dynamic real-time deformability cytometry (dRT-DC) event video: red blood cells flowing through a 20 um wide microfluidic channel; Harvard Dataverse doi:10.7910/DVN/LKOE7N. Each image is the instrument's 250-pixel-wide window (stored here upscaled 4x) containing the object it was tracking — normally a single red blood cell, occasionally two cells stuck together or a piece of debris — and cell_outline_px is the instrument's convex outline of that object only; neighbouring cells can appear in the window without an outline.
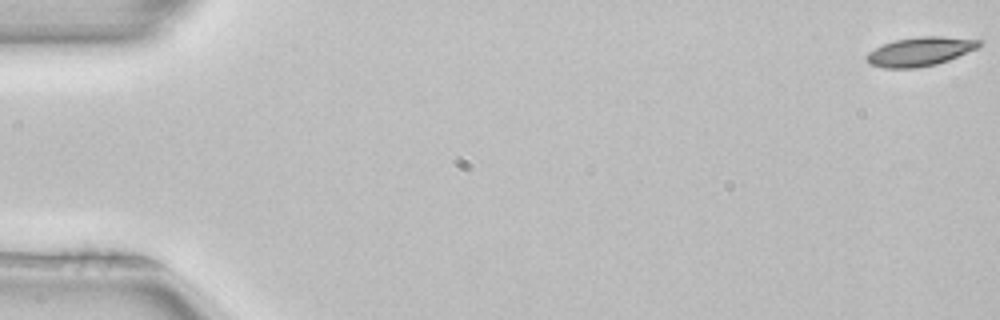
{"species": "common noctule bat (a hibernating species)", "species_latin": "Nyctalus noctula", "temperature_condition": "room temperature", "stored_images_in_passage": 52, "camera_frame_rate_fps": 3000, "um_per_image_px": 0.085, "animal": {"sex": "female", "body_mass_g": 22.7, "forearm_length_mm": 54.2}, "frame": {"image": 1, "passage_image": 1, "time_ms": 0.0, "image_size_px": [1000, 320], "cell_outline_px": [[984, 40], [976, 48], [948, 60], [936, 64], [916, 68], [884, 68], [868, 64], [864, 56], [868, 52], [884, 44], [896, 40], [916, 36], [940, 36]], "centroid_in_image_um": [78.16, 4.38], "position_along_channel_um": 6.8, "area_um2": 18.9}}
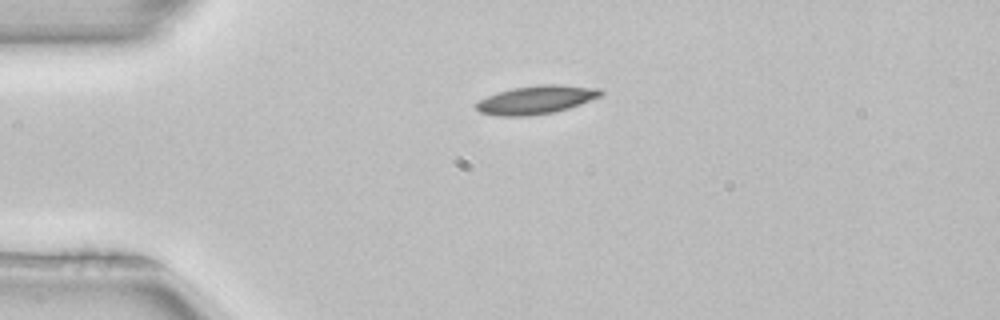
{"frame": {"image": 2, "passage_image": 13, "time_ms": 4.0, "image_size_px": [1000, 320], "cell_outline_px": [[604, 92], [600, 96], [580, 104], [556, 112], [528, 116], [496, 116], [480, 112], [476, 108], [476, 104], [480, 100], [496, 92], [512, 88], [540, 84], [560, 84], [600, 88]], "centroid_in_image_um": [45.58, 8.47], "position_along_channel_um": 39.4, "area_um2": 20.69}}
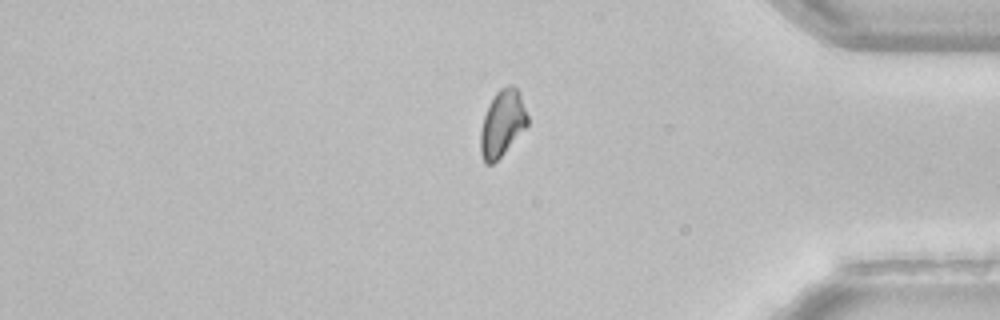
{"frame": {"image": 3, "passage_image": 44, "time_ms": 14.333, "image_size_px": [1000, 320], "cell_outline_px": [[528, 124], [504, 152], [492, 164], [484, 164], [480, 152], [480, 132], [484, 116], [488, 104], [496, 92], [500, 88], [508, 84], [512, 84], [516, 88], [520, 96], [528, 116]], "centroid_in_image_um": [42.66, 10.47], "position_along_channel_um": 392.5, "area_um2": 17.98}, "authors_computed_cell_mechanics": {"area_um2": 18.7561, "velocity_mm_per_s": 3.9627, "shape_relaxation_time_tau1_ms": 3.0257, "shape_relaxation_time_tau2_ms": null, "deformation_change_tau1": 0.103, "deformation_change_tau2": null}}